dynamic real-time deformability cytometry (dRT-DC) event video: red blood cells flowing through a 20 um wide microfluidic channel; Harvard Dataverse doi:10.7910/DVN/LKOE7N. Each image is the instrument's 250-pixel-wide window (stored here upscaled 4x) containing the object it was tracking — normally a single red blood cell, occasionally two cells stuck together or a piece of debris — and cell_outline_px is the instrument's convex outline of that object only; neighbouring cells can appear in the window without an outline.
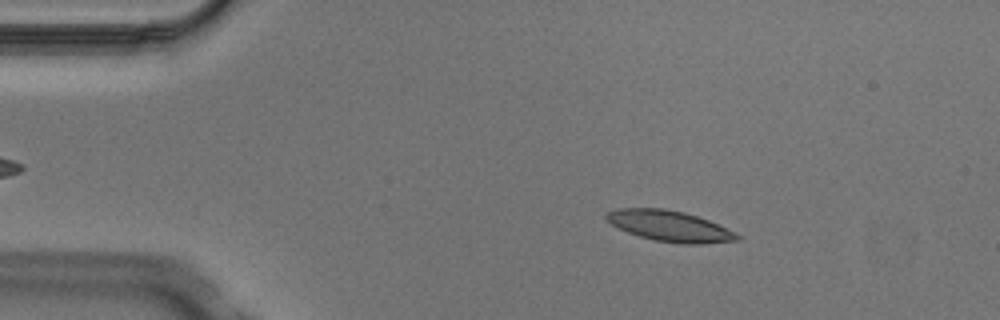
{"species": "Egyptian fruit bat (a non-hibernating species)", "species_latin": "Rousettus aegyptiacus", "temperature_condition": "cold", "stored_images_in_passage": 4, "camera_frame_rate_fps": 3000, "um_per_image_px": 0.085, "animal": {"sex": "male"}, "frame": {"image": 1, "passage_image": 2, "time_ms": 0.333, "image_size_px": [1000, 320], "cell_outline_px": [[740, 240], [704, 244], [680, 244], [652, 240], [628, 232], [604, 220], [604, 216], [608, 212], [620, 208], [664, 208], [684, 212], [708, 220], [736, 232], [740, 236]], "centroid_in_image_um": [56.93, 19.22], "position_along_channel_um": 28.1, "area_um2": 23.52}}
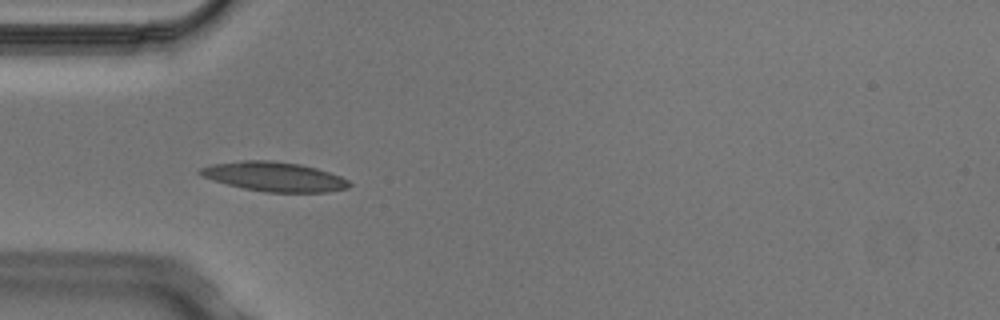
{"frame": {"image": 2, "passage_image": 4, "time_ms": 1.0, "image_size_px": [1000, 320], "cell_outline_px": [[352, 184], [348, 188], [328, 192], [264, 192], [244, 188], [212, 180], [200, 176], [196, 172], [200, 168], [212, 164], [244, 160], [272, 160], [300, 164], [316, 168], [340, 176], [348, 180]], "centroid_in_image_um": [23.29, 15.01], "position_along_channel_um": 61.7, "area_um2": 25.61}}